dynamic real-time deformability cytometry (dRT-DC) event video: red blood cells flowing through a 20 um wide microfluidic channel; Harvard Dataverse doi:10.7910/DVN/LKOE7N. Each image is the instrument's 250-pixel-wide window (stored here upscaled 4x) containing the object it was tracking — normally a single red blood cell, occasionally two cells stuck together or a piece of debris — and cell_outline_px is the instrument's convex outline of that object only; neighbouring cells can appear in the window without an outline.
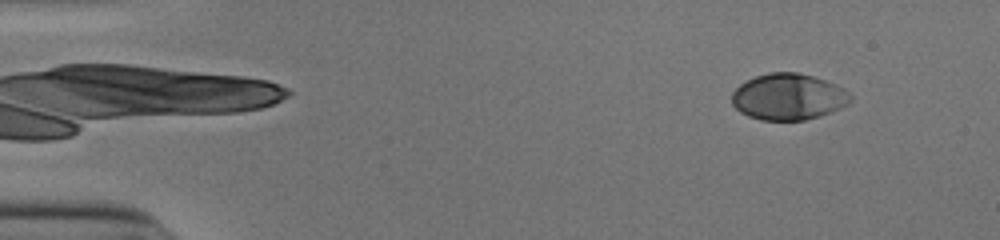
{"species": "human", "species_latin": "Homo sapiens", "temperature_condition": "cold", "stored_images_in_passage": 52, "camera_frame_rate_fps": 3000, "um_per_image_px": 0.085, "donor": {"sex": "male"}, "frame": {"image": 1, "passage_image": 5, "time_ms": 1.333, "image_size_px": [1000, 240], "cell_outline_px": [[852, 100], [848, 104], [840, 108], [820, 116], [804, 120], [760, 120], [748, 116], [740, 112], [732, 104], [732, 92], [744, 80], [768, 72], [796, 72], [812, 76], [836, 84], [844, 88], [852, 96]], "centroid_in_image_um": [67.0, 8.22], "position_along_channel_um": 18.0, "area_um2": 32.19}}
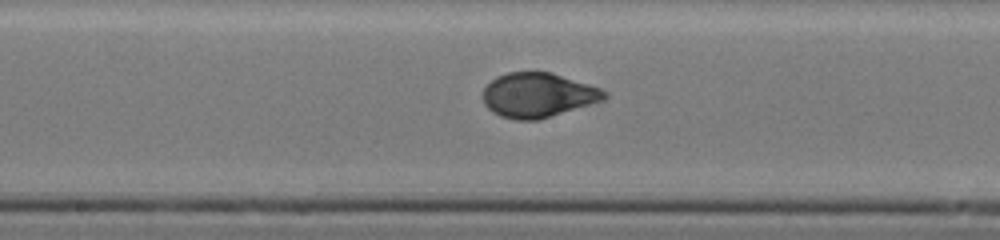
{"frame": {"image": 2, "passage_image": 28, "time_ms": 9.0, "image_size_px": [1000, 240], "cell_outline_px": [[608, 96], [604, 100], [536, 120], [516, 120], [500, 116], [492, 112], [484, 104], [484, 88], [496, 76], [508, 72], [552, 72], [600, 88], [608, 92]], "centroid_in_image_um": [45.72, 8.08], "position_along_channel_um": 202.5, "area_um2": 31.33}}
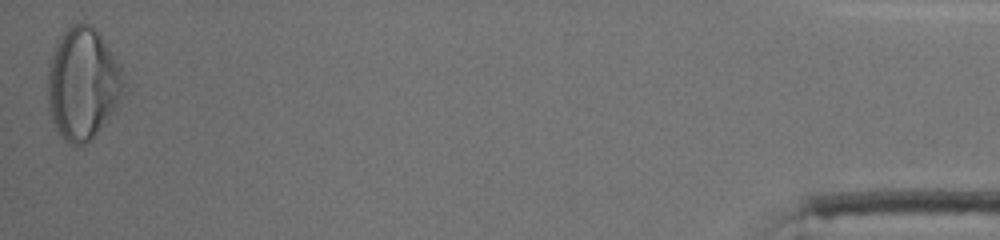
{"frame": {"image": 3, "passage_image": 52, "time_ms": 17.0, "image_size_px": [1000, 240], "cell_outline_px": [[124, 80], [116, 104], [112, 112], [96, 132], [84, 144], [72, 144], [64, 140], [60, 136], [48, 112], [48, 68], [52, 52], [60, 36], [72, 24], [88, 24], [96, 28], [120, 64], [124, 72]], "centroid_in_image_um": [7.0, 7.08], "position_along_channel_um": 428.2, "area_um2": 48.84}, "authors_computed_cell_mechanics": {"area_um2": 31.9634, "velocity_mm_per_s": 3.9014, "shape_relaxation_time_tau1_ms": 3.4478, "shape_relaxation_time_tau2_ms": null, "deformation_change_tau1": 0.1762, "deformation_change_tau2": null}}